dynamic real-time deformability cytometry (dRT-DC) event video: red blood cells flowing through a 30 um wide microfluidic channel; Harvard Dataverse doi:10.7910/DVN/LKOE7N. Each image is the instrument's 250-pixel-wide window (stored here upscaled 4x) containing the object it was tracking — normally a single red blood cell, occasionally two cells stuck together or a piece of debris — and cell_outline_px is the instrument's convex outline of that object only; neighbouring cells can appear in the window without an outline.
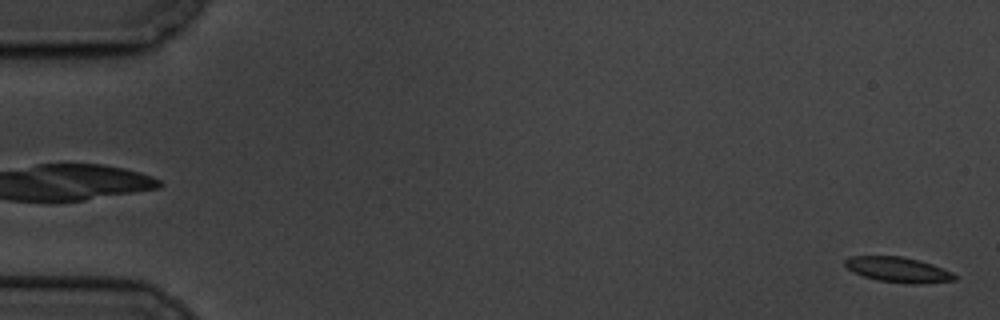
{"species": "common noctule bat (a hibernating species)", "species_latin": "Nyctalus noctula", "temperature_condition": "cold", "stored_images_in_passage": 6, "camera_frame_rate_fps": 3000, "um_per_image_px": 0.085, "animal": {"sex": "male", "body_mass_g": 19.5, "forearm_length_mm": 54.6}, "frame": {"image": 1, "passage_image": 6, "time_ms": 5.667, "image_size_px": [1000, 320], "cell_outline_px": [[956, 280], [920, 284], [912, 284], [876, 280], [852, 272], [844, 264], [844, 260], [848, 256], [900, 256], [920, 260], [932, 264], [952, 272], [956, 276]], "centroid_in_image_um": [76.33, 22.92], "position_along_channel_um": 8.7, "area_um2": 16.18}}